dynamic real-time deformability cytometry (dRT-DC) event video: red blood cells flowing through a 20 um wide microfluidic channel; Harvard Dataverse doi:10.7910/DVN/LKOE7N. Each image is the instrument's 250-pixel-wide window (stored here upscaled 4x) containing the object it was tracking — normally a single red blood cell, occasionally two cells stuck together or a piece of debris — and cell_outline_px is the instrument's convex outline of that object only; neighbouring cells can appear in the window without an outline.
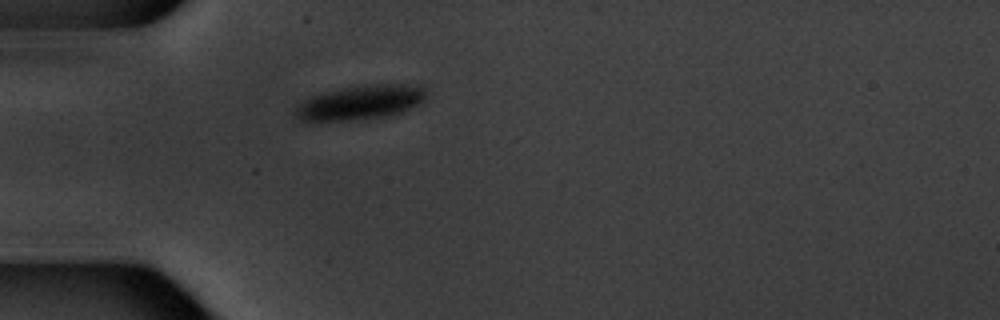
{"species": "common noctule bat (a hibernating species)", "species_latin": "Nyctalus noctula", "temperature_condition": "warm", "stored_images_in_passage": 5, "camera_frame_rate_fps": 3000, "um_per_image_px": 0.085, "animal": {"sex": "male", "body_mass_g": 20.1, "forearm_length_mm": 53.5}, "frame": {"image": 1, "passage_image": 5, "time_ms": 5.667, "image_size_px": [1000, 320], "cell_outline_px": [[428, 100], [424, 104], [404, 112], [392, 116], [348, 120], [300, 120], [292, 112], [304, 100], [312, 96], [324, 92], [364, 84], [420, 80], [428, 84]], "centroid_in_image_um": [30.96, 8.63], "position_along_channel_um": 54.0, "area_um2": 27.92}}